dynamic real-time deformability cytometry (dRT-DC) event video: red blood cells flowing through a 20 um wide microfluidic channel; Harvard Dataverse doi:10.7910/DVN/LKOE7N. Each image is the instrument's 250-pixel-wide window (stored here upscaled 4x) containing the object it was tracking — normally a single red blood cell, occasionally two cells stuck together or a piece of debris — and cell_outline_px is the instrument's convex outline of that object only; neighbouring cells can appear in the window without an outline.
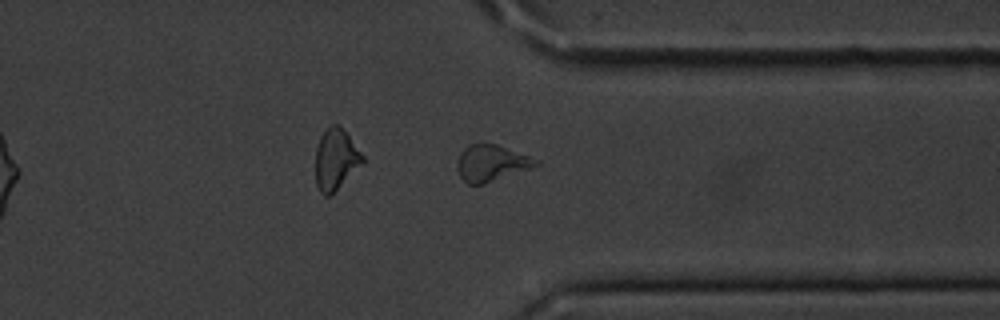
{"species": "common noctule bat (a hibernating species)", "species_latin": "Nyctalus noctula", "temperature_condition": "cold", "stored_images_in_passage": 10, "segment_of_instrument_passage": [2, 2], "camera_frame_rate_fps": 3000, "um_per_image_px": 0.085, "animal": {"sex": "male", "body_mass_g": 20.1, "forearm_length_mm": 53.5}, "frame": {"image": 1, "passage_image": 10, "time_ms": 3.0, "image_size_px": [1000, 320], "cell_outline_px": [[540, 164], [484, 184], [468, 184], [460, 176], [456, 168], [456, 164], [464, 148], [468, 144], [496, 144], [540, 160]], "centroid_in_image_um": [41.74, 13.86], "position_along_channel_um": 369.7, "area_um2": 16.36}}